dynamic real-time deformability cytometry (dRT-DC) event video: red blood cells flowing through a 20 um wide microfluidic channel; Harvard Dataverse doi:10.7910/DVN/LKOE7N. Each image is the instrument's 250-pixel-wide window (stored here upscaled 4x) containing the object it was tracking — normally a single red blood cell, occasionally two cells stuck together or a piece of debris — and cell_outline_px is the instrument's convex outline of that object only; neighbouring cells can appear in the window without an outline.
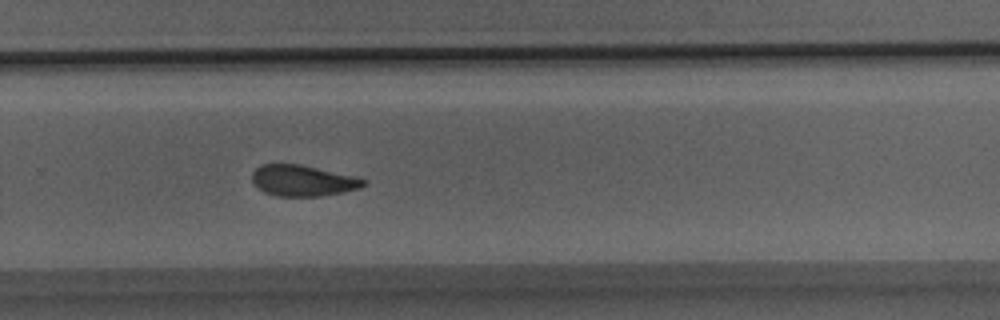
{"species": "Egyptian fruit bat (a non-hibernating species)", "species_latin": "Rousettus aegyptiacus", "temperature_condition": "room temperature", "stored_images_in_passage": 21, "camera_frame_rate_fps": 3000, "um_per_image_px": 0.085, "animal": {"sex": "male"}, "frame": {"image": 1, "passage_image": 21, "time_ms": 6.667, "image_size_px": [1000, 320], "cell_outline_px": [[368, 184], [360, 188], [320, 196], [276, 196], [264, 192], [252, 180], [252, 172], [260, 164], [300, 164], [356, 176], [368, 180]], "centroid_in_image_um": [25.77, 15.34], "position_along_channel_um": 304.0, "area_um2": 20.17}}